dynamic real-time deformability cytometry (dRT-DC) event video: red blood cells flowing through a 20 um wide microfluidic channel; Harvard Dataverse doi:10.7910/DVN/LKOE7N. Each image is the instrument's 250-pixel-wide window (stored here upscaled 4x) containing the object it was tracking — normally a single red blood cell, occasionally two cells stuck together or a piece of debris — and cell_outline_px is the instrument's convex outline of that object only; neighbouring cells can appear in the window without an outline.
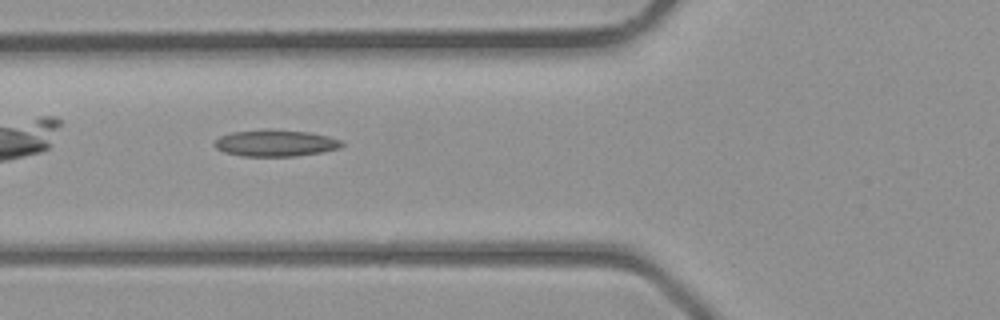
{"species": "common noctule bat (a hibernating species)", "species_latin": "Nyctalus noctula", "temperature_condition": "room temperature", "stored_images_in_passage": 25, "camera_frame_rate_fps": 3000, "um_per_image_px": 0.085, "animal": {"sex": "male", "body_mass_g": 23.1, "forearm_length_mm": 52.7}, "frame": {"image": 1, "passage_image": 4, "time_ms": 1.0, "image_size_px": [1000, 320], "cell_outline_px": [[344, 144], [340, 148], [324, 152], [296, 156], [240, 156], [224, 152], [216, 148], [216, 140], [220, 136], [232, 132], [308, 132], [328, 136], [340, 140]], "centroid_in_image_um": [23.47, 12.22], "position_along_channel_um": 102.3, "area_um2": 18.79}}
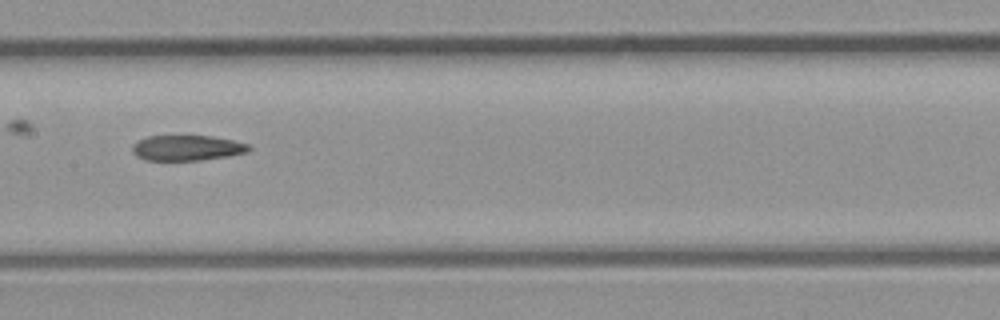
{"frame": {"image": 2, "passage_image": 9, "time_ms": 2.667, "image_size_px": [1000, 320], "cell_outline_px": [[252, 148], [248, 152], [228, 156], [200, 160], [144, 160], [136, 156], [132, 152], [132, 148], [140, 140], [148, 136], [212, 136], [232, 140], [248, 144]], "centroid_in_image_um": [15.92, 12.58], "position_along_channel_um": 191.5, "area_um2": 17.11}}
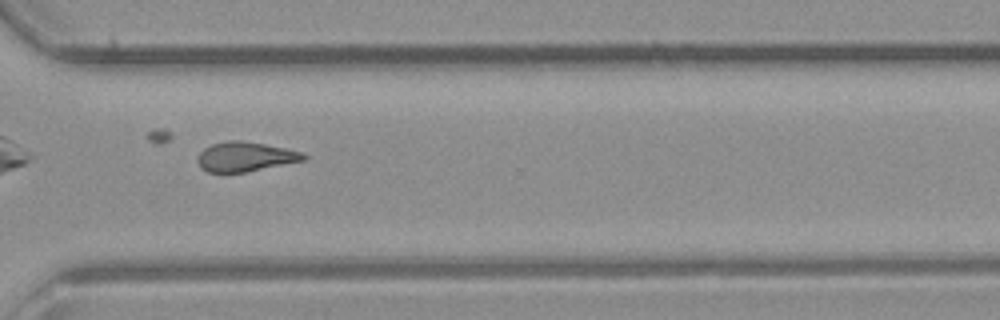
{"frame": {"image": 3, "passage_image": 18, "time_ms": 5.667, "image_size_px": [1000, 320], "cell_outline_px": [[308, 156], [304, 160], [244, 172], [208, 172], [200, 168], [196, 160], [200, 152], [204, 148], [212, 144], [228, 140], [240, 140], [264, 144], [284, 148], [300, 152]], "centroid_in_image_um": [20.79, 13.31], "position_along_channel_um": 349.8, "area_um2": 18.03}}